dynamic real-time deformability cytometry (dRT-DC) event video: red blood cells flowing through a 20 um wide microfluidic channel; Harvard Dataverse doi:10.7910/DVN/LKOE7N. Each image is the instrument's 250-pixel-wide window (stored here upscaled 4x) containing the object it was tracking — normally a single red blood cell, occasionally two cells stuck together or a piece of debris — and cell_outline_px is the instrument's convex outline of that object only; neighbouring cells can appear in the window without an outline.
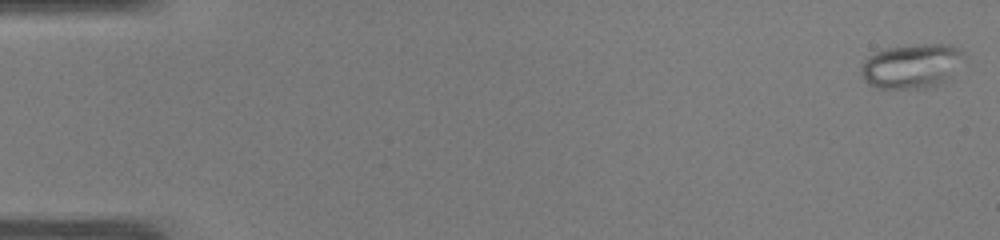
{"species": "common noctule bat (a hibernating species)", "species_latin": "Nyctalus noctula", "temperature_condition": "warm", "stored_images_in_passage": 50, "camera_frame_rate_fps": 3000, "um_per_image_px": 0.085, "animal": {"sex": "male", "body_mass_g": 19.0, "forearm_length_mm": 50.8}, "frame": {"image": 1, "passage_image": 1, "time_ms": 0.0, "image_size_px": [1000, 240], "cell_outline_px": [[964, 56], [952, 80], [928, 88], [880, 88], [868, 84], [864, 80], [860, 72], [860, 68], [864, 60], [876, 52], [884, 48], [920, 44], [948, 44], [960, 48], [964, 52]], "centroid_in_image_um": [77.54, 5.62], "position_along_channel_um": 7.5, "area_um2": 27.11}}
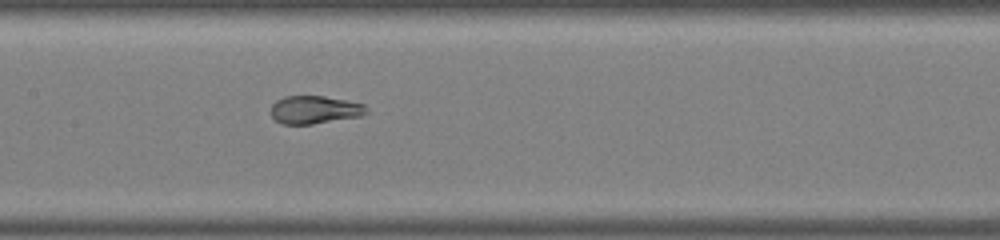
{"frame": {"image": 2, "passage_image": 25, "time_ms": 8.0, "image_size_px": [1000, 240], "cell_outline_px": [[368, 112], [360, 116], [312, 124], [284, 124], [276, 120], [272, 116], [272, 104], [276, 100], [284, 96], [324, 96], [364, 104], [368, 108]], "centroid_in_image_um": [26.75, 9.32], "position_along_channel_um": 180.7, "area_um2": 15.43}}
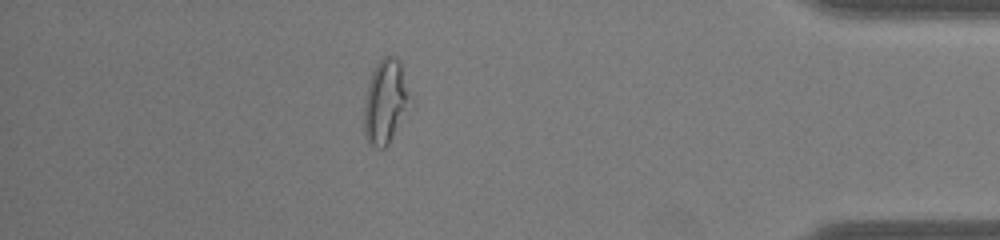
{"frame": {"image": 3, "passage_image": 44, "time_ms": 14.333, "image_size_px": [1000, 240], "cell_outline_px": [[408, 96], [388, 144], [384, 148], [376, 148], [368, 144], [364, 132], [364, 104], [368, 84], [372, 72], [376, 64], [384, 56], [396, 56], [400, 60], [408, 92]], "centroid_in_image_um": [32.66, 8.6], "position_along_channel_um": 402.5, "area_um2": 21.21}}